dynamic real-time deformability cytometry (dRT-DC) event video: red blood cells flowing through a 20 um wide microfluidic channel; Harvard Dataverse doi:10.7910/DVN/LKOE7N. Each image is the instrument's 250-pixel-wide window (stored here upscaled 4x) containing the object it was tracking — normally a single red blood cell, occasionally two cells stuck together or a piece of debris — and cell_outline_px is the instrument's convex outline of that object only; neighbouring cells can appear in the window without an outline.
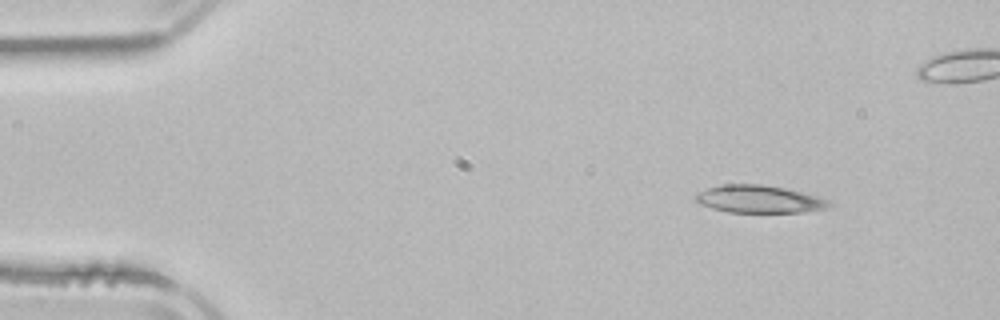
{"species": "common noctule bat (a hibernating species)", "species_latin": "Nyctalus noctula", "temperature_condition": "room temperature", "stored_images_in_passage": 4, "camera_frame_rate_fps": 3000, "um_per_image_px": 0.085, "animal": {"sex": "male", "body_mass_g": 21.5, "forearm_length_mm": 52.0}, "frame": {"image": 1, "passage_image": 1, "time_ms": 0.0, "image_size_px": [1000, 320], "cell_outline_px": [[832, 204], [828, 208], [804, 212], [728, 212], [712, 208], [700, 204], [696, 200], [696, 192], [720, 184], [764, 184], [784, 188], [800, 192], [828, 200]], "centroid_in_image_um": [64.49, 16.92], "position_along_channel_um": 20.5, "area_um2": 21.33}}